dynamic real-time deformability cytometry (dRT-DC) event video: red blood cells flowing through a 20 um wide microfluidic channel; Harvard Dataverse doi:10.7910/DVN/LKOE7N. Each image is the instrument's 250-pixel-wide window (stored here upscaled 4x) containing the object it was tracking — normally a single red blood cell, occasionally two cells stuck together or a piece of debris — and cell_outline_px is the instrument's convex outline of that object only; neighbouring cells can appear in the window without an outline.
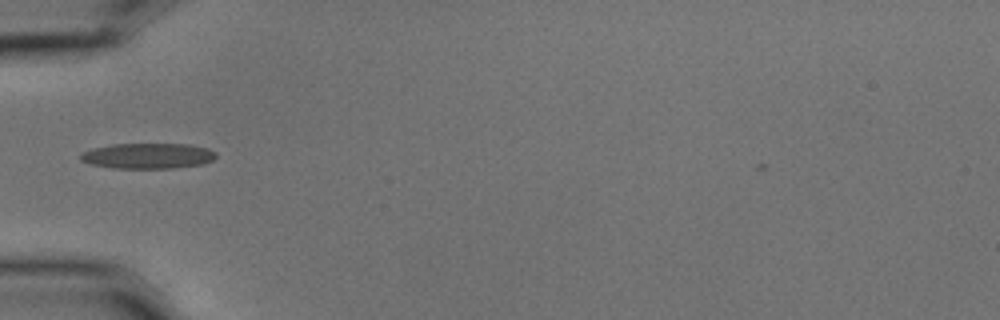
{"species": "common noctule bat (a hibernating species)", "species_latin": "Nyctalus noctula", "temperature_condition": "cold", "stored_images_in_passage": 5, "camera_frame_rate_fps": 3000, "um_per_image_px": 0.085, "animal": {"sex": "male", "body_mass_g": 15.6}, "frame": {"image": 1, "passage_image": 1, "time_ms": 0.0, "image_size_px": [1000, 320], "cell_outline_px": [[216, 156], [212, 160], [204, 164], [172, 168], [112, 168], [92, 164], [80, 160], [80, 152], [92, 148], [112, 144], [188, 144], [208, 148], [216, 152]], "centroid_in_image_um": [12.56, 13.24], "position_along_channel_um": 72.4, "area_um2": 20.23}}
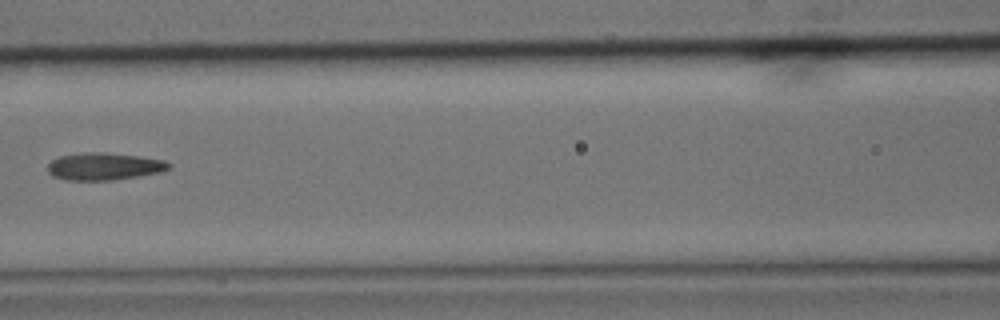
{"frame": {"image": 2, "passage_image": 3, "time_ms": 0.667, "image_size_px": [1000, 320], "cell_outline_px": [[172, 164], [168, 168], [160, 172], [112, 180], [64, 180], [52, 176], [48, 172], [48, 164], [52, 160], [60, 156], [84, 152], [104, 152], [136, 156], [164, 160]], "centroid_in_image_um": [8.8, 14.14], "position_along_channel_um": 157.8, "area_um2": 19.13}}
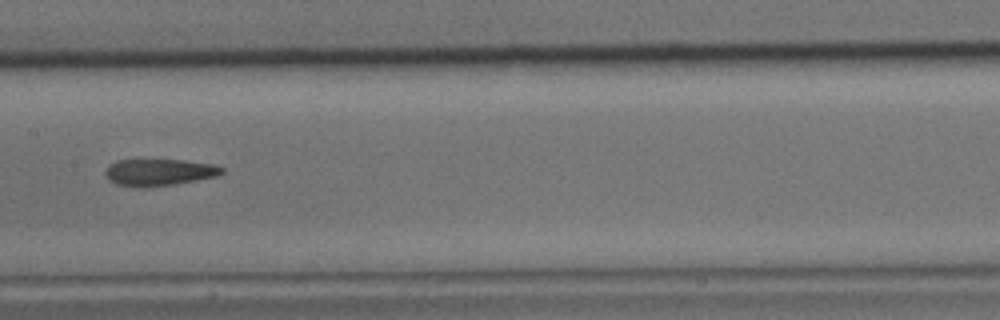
{"frame": {"image": 3, "passage_image": 4, "time_ms": 1.0, "image_size_px": [1000, 320], "cell_outline_px": [[224, 172], [216, 176], [196, 180], [172, 184], [144, 188], [136, 188], [116, 184], [108, 180], [104, 172], [108, 164], [116, 160], [184, 160], [216, 164], [224, 168]], "centroid_in_image_um": [13.49, 14.64], "position_along_channel_um": 193.9, "area_um2": 18.44}}